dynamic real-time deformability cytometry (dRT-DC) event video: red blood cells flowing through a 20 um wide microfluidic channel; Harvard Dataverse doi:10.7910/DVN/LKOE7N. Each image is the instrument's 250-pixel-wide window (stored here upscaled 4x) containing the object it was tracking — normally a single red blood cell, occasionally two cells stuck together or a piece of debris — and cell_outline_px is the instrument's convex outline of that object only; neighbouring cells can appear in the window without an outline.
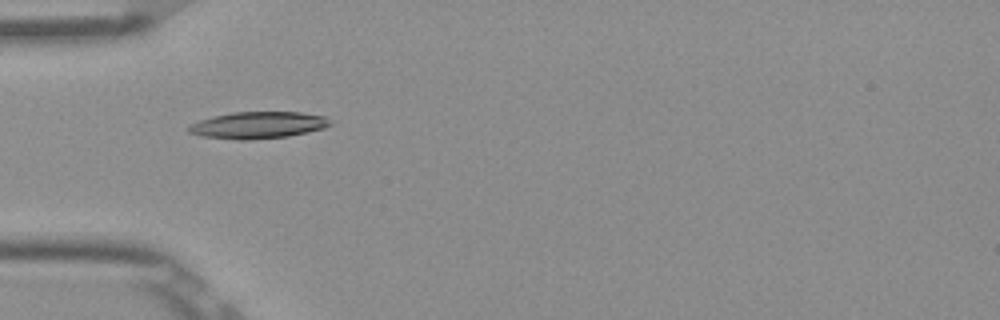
{"species": "Egyptian fruit bat (a non-hibernating species)", "species_latin": "Rousettus aegyptiacus", "temperature_condition": "room temperature", "stored_images_in_passage": 4, "camera_frame_rate_fps": 3000, "um_per_image_px": 0.085, "frame": {"image": 1, "passage_image": 1, "time_ms": 0.0, "image_size_px": [1000, 320], "cell_outline_px": [[332, 124], [324, 128], [308, 132], [288, 136], [252, 140], [240, 140], [200, 136], [188, 132], [188, 124], [200, 120], [232, 112], [300, 112], [324, 116]], "centroid_in_image_um": [21.91, 10.64], "position_along_channel_um": 63.1, "area_um2": 22.08}}